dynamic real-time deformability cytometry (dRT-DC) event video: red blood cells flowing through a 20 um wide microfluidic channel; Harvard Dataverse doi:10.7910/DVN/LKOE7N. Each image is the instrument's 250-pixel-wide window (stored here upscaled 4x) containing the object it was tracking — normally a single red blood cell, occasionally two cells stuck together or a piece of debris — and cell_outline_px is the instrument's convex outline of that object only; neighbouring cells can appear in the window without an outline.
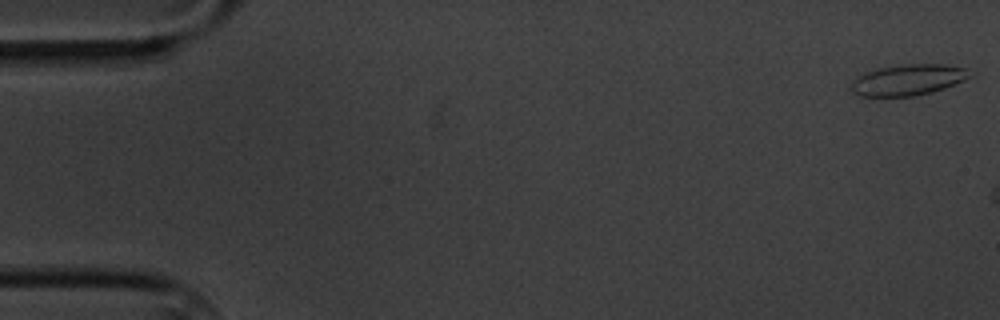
{"species": "common noctule bat (a hibernating species)", "species_latin": "Nyctalus noctula", "temperature_condition": "cold", "stored_images_in_passage": 3, "camera_frame_rate_fps": 3000, "um_per_image_px": 0.085, "animal": {"sex": "male", "body_mass_g": 20.1, "forearm_length_mm": 53.5}, "frame": {"image": 1, "passage_image": 1, "time_ms": 0.0, "image_size_px": [1000, 320], "cell_outline_px": [[968, 76], [964, 80], [944, 88], [932, 92], [916, 96], [860, 96], [852, 92], [848, 88], [852, 80], [856, 76], [864, 72], [880, 68], [904, 64], [940, 64], [964, 68]], "centroid_in_image_um": [77.06, 6.8], "position_along_channel_um": 7.9, "area_um2": 21.27}}